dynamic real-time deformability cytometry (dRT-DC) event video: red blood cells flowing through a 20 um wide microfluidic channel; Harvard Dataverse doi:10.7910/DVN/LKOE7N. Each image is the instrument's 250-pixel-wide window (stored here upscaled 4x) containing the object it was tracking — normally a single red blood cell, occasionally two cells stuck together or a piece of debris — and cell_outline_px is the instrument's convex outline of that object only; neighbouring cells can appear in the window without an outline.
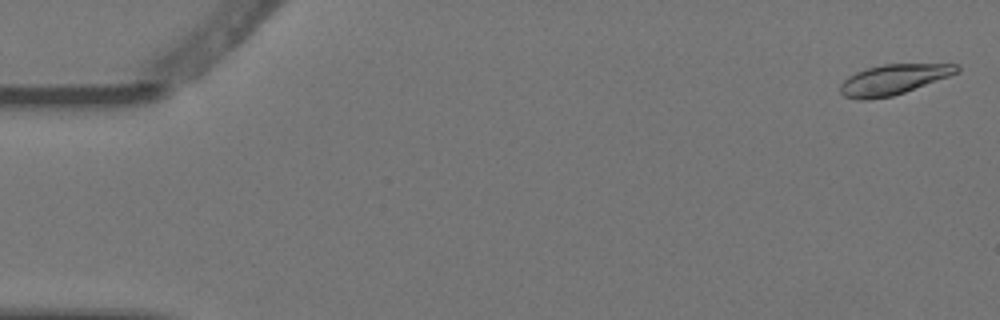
{"species": "Egyptian fruit bat (a non-hibernating species)", "species_latin": "Rousettus aegyptiacus", "temperature_condition": "warm", "stored_images_in_passage": 8, "camera_frame_rate_fps": 3000, "um_per_image_px": 0.085, "animal": {"sex": "female"}, "frame": {"image": 1, "passage_image": 1, "time_ms": 0.0, "image_size_px": [1000, 320], "cell_outline_px": [[960, 72], [904, 92], [892, 96], [868, 100], [856, 100], [844, 96], [840, 92], [840, 84], [848, 76], [856, 72], [868, 68], [884, 64], [960, 64]], "centroid_in_image_um": [75.92, 6.76], "position_along_channel_um": 9.1, "area_um2": 20.46}}
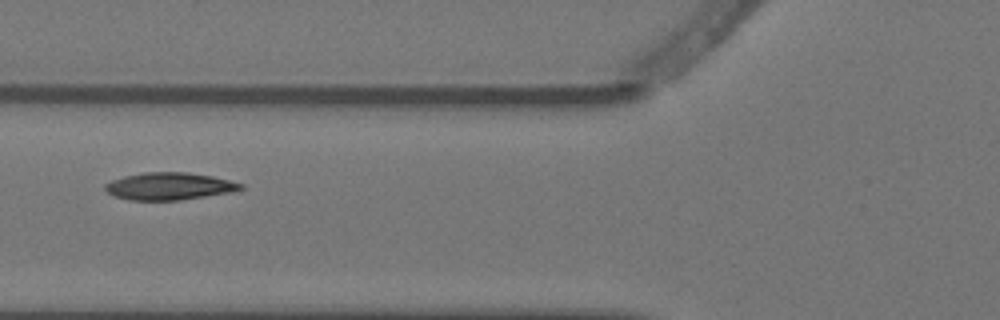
{"frame": {"image": 2, "passage_image": 6, "time_ms": 1.667, "image_size_px": [1000, 320], "cell_outline_px": [[244, 188], [232, 192], [180, 200], [128, 200], [116, 196], [108, 192], [104, 188], [104, 184], [112, 180], [124, 176], [144, 172], [188, 172], [212, 176], [244, 184]], "centroid_in_image_um": [14.39, 15.82], "position_along_channel_um": 111.4, "area_um2": 21.56}}
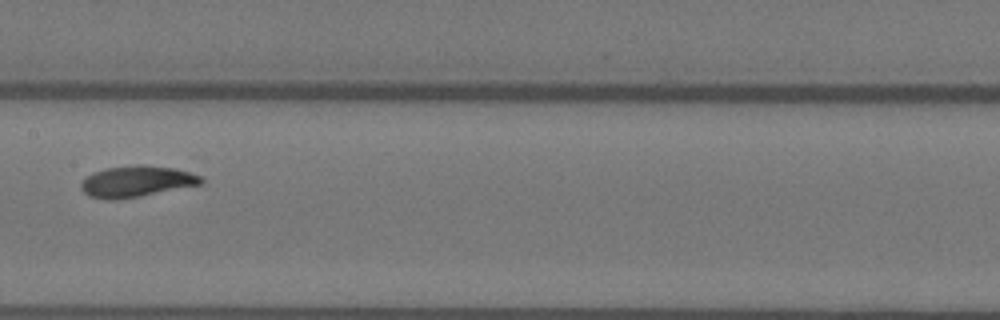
{"frame": {"image": 3, "passage_image": 8, "time_ms": 2.333, "image_size_px": [1000, 320], "cell_outline_px": [[204, 184], [140, 196], [116, 200], [104, 200], [88, 196], [80, 188], [80, 184], [92, 172], [104, 168], [136, 164], [140, 164], [176, 168], [200, 176], [204, 180]], "centroid_in_image_um": [11.59, 15.42], "position_along_channel_um": 195.8, "area_um2": 22.08}}